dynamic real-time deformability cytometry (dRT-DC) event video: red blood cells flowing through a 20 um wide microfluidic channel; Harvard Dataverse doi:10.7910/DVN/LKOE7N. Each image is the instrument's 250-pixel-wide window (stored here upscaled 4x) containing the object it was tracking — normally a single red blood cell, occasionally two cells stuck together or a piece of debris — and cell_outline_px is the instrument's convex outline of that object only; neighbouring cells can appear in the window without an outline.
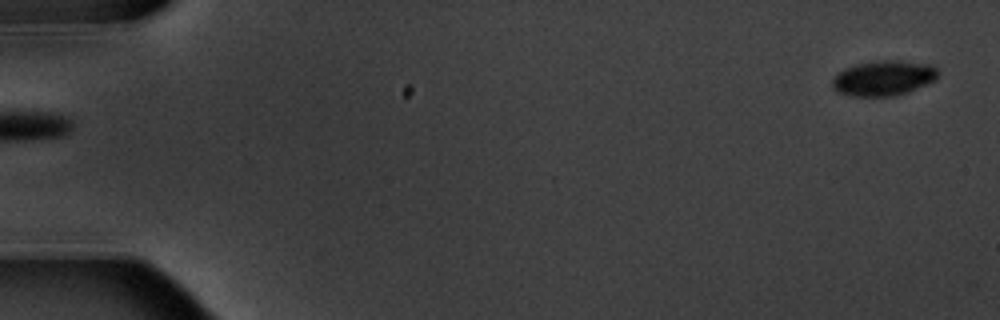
{"species": "common noctule bat (a hibernating species)", "species_latin": "Nyctalus noctula", "temperature_condition": "warm", "stored_images_in_passage": 6, "segment_of_instrument_passage": [2, 2], "camera_frame_rate_fps": 3000, "um_per_image_px": 0.085, "animal": {"sex": "male", "body_mass_g": 20.1, "forearm_length_mm": 53.5}, "frame": {"image": 1, "passage_image": 6, "time_ms": 6.0, "image_size_px": [1000, 320], "cell_outline_px": [[936, 80], [908, 92], [896, 96], [852, 96], [836, 92], [832, 88], [832, 80], [844, 68], [856, 64], [888, 60], [900, 60], [928, 64], [936, 68]], "centroid_in_image_um": [75.08, 6.65], "position_along_channel_um": 9.9, "area_um2": 21.5}}